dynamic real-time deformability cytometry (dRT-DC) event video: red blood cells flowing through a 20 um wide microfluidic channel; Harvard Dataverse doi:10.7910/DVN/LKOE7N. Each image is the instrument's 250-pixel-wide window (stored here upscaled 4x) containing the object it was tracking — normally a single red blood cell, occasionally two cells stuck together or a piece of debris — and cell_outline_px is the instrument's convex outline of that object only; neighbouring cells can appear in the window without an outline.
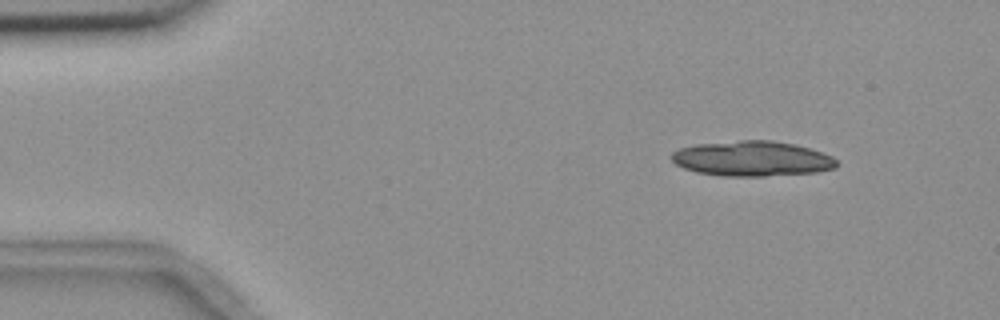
{"species": "common noctule bat (a hibernating species)", "species_latin": "Nyctalus noctula", "temperature_condition": "room temperature", "stored_images_in_passage": 3, "camera_frame_rate_fps": 3000, "um_per_image_px": 0.085, "animal": {"sex": "female", "body_mass_g": 18.4}, "frame": {"image": 1, "passage_image": 1, "time_ms": 0.0, "image_size_px": [1000, 320], "cell_outline_px": [[840, 164], [836, 168], [816, 172], [764, 176], [724, 176], [696, 172], [684, 168], [676, 164], [672, 160], [672, 152], [680, 148], [696, 144], [740, 140], [772, 140], [796, 144], [832, 156]], "centroid_in_image_um": [63.94, 13.48], "position_along_channel_um": 21.1, "area_um2": 33.87}}